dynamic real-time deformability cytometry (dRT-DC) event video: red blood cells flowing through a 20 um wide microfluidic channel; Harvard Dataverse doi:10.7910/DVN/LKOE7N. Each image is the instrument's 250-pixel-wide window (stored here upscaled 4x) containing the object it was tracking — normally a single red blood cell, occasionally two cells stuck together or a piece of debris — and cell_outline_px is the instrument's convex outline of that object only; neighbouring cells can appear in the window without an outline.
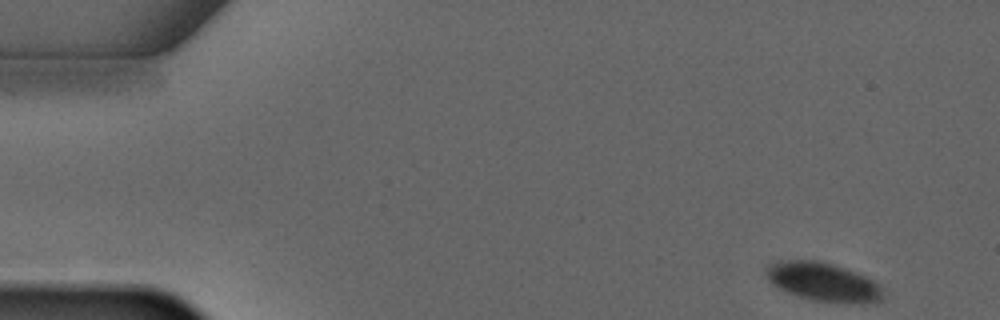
{"species": "common noctule bat (a hibernating species)", "species_latin": "Nyctalus noctula", "temperature_condition": "warm", "stored_images_in_passage": 4, "camera_frame_rate_fps": 3000, "um_per_image_px": 0.085, "animal": {"sex": "male", "forearm_length_mm": 52.5}, "frame": {"image": 1, "passage_image": 1, "time_ms": 0.0, "image_size_px": [1000, 320], "cell_outline_px": [[884, 296], [880, 300], [860, 304], [812, 300], [788, 292], [772, 284], [768, 280], [764, 272], [764, 268], [768, 264], [780, 260], [816, 260], [832, 264], [868, 276], [884, 288]], "centroid_in_image_um": [69.98, 23.95], "position_along_channel_um": 15.0, "area_um2": 26.59}}